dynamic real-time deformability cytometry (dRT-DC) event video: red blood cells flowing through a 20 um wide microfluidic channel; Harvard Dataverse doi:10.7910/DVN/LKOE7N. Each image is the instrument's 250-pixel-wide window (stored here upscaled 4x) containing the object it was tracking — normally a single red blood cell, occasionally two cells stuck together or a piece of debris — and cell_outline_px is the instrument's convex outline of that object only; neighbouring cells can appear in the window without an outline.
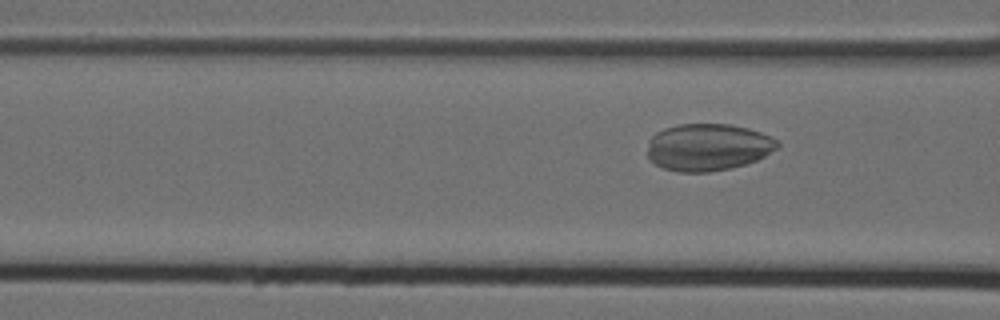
{"species": "Egyptian fruit bat (a non-hibernating species)", "species_latin": "Rousettus aegyptiacus", "temperature_condition": "cold", "stored_images_in_passage": 6, "segment_of_instrument_passage": [2, 2], "camera_frame_rate_fps": 3000, "um_per_image_px": 0.085, "animal": {"sex": "female"}, "frame": {"image": 1, "passage_image": 6, "time_ms": 1.667, "image_size_px": [1000, 320], "cell_outline_px": [[780, 144], [776, 148], [764, 156], [756, 160], [732, 168], [708, 172], [676, 172], [664, 168], [648, 160], [648, 140], [656, 132], [664, 128], [680, 124], [728, 124], [748, 128], [772, 136], [780, 140]], "centroid_in_image_um": [60.17, 12.51], "position_along_channel_um": 106.4, "area_um2": 35.89}}